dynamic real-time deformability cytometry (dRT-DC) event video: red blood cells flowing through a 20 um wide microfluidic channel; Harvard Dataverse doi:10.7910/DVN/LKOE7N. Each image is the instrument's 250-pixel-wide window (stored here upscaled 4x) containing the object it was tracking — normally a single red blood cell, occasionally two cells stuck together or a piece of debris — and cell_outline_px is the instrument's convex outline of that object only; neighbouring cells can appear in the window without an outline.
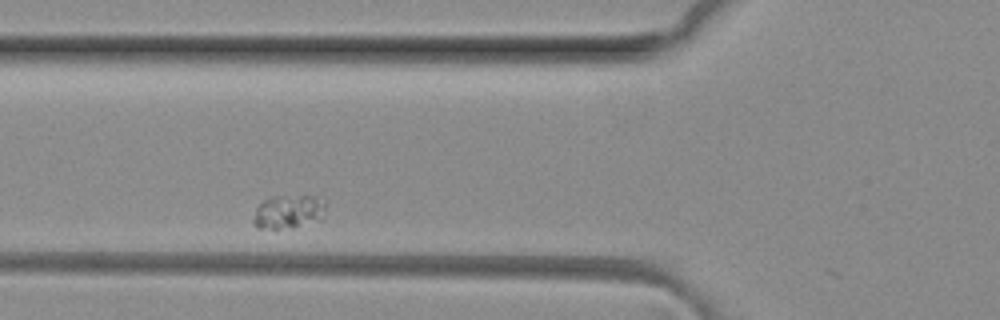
{"species": "common noctule bat (a hibernating species)", "species_latin": "Nyctalus noctula", "temperature_condition": "room temperature", "stored_images_in_passage": 3, "camera_frame_rate_fps": 3000, "um_per_image_px": 0.085, "animal": {"sex": "female", "body_mass_g": 29.2, "forearm_length_mm": 56.3}, "frame": {"image": 1, "passage_image": 2, "time_ms": 0.333, "image_size_px": [1000, 320], "cell_outline_px": [[328, 204], [324, 216], [292, 228], [256, 228], [252, 224], [252, 220], [256, 208], [264, 200], [272, 196], [312, 196]], "centroid_in_image_um": [24.48, 17.99], "position_along_channel_um": 101.3, "area_um2": 14.05}}